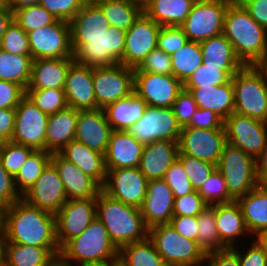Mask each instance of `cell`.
<instances>
[{"label":"cell","mask_w":267,"mask_h":266,"mask_svg":"<svg viewBox=\"0 0 267 266\" xmlns=\"http://www.w3.org/2000/svg\"><path fill=\"white\" fill-rule=\"evenodd\" d=\"M25 95L19 84L0 80V109H15Z\"/></svg>","instance_id":"91938a15"},{"label":"cell","mask_w":267,"mask_h":266,"mask_svg":"<svg viewBox=\"0 0 267 266\" xmlns=\"http://www.w3.org/2000/svg\"><path fill=\"white\" fill-rule=\"evenodd\" d=\"M53 266H64L59 261H57Z\"/></svg>","instance_id":"979ff035"},{"label":"cell","mask_w":267,"mask_h":266,"mask_svg":"<svg viewBox=\"0 0 267 266\" xmlns=\"http://www.w3.org/2000/svg\"><path fill=\"white\" fill-rule=\"evenodd\" d=\"M255 22L267 30V0H238Z\"/></svg>","instance_id":"03108f58"},{"label":"cell","mask_w":267,"mask_h":266,"mask_svg":"<svg viewBox=\"0 0 267 266\" xmlns=\"http://www.w3.org/2000/svg\"><path fill=\"white\" fill-rule=\"evenodd\" d=\"M260 244L265 248L267 255V229L256 238Z\"/></svg>","instance_id":"34e18365"},{"label":"cell","mask_w":267,"mask_h":266,"mask_svg":"<svg viewBox=\"0 0 267 266\" xmlns=\"http://www.w3.org/2000/svg\"><path fill=\"white\" fill-rule=\"evenodd\" d=\"M222 33L245 66L266 59L267 30L253 20L238 0H233L225 12Z\"/></svg>","instance_id":"7a4b0ae2"},{"label":"cell","mask_w":267,"mask_h":266,"mask_svg":"<svg viewBox=\"0 0 267 266\" xmlns=\"http://www.w3.org/2000/svg\"><path fill=\"white\" fill-rule=\"evenodd\" d=\"M4 211L5 207L0 204V230H4Z\"/></svg>","instance_id":"b9fcfbb0"},{"label":"cell","mask_w":267,"mask_h":266,"mask_svg":"<svg viewBox=\"0 0 267 266\" xmlns=\"http://www.w3.org/2000/svg\"><path fill=\"white\" fill-rule=\"evenodd\" d=\"M201 129H225L224 120L215 112L198 108L186 125Z\"/></svg>","instance_id":"6125c7cd"},{"label":"cell","mask_w":267,"mask_h":266,"mask_svg":"<svg viewBox=\"0 0 267 266\" xmlns=\"http://www.w3.org/2000/svg\"><path fill=\"white\" fill-rule=\"evenodd\" d=\"M126 31L110 26L102 34L71 37L74 62L90 68L122 64Z\"/></svg>","instance_id":"5b68a950"},{"label":"cell","mask_w":267,"mask_h":266,"mask_svg":"<svg viewBox=\"0 0 267 266\" xmlns=\"http://www.w3.org/2000/svg\"><path fill=\"white\" fill-rule=\"evenodd\" d=\"M21 198L15 188L14 177L7 172L0 160V204L6 208Z\"/></svg>","instance_id":"94428289"},{"label":"cell","mask_w":267,"mask_h":266,"mask_svg":"<svg viewBox=\"0 0 267 266\" xmlns=\"http://www.w3.org/2000/svg\"><path fill=\"white\" fill-rule=\"evenodd\" d=\"M83 266H111V260L102 263H92V264H85Z\"/></svg>","instance_id":"09005b40"},{"label":"cell","mask_w":267,"mask_h":266,"mask_svg":"<svg viewBox=\"0 0 267 266\" xmlns=\"http://www.w3.org/2000/svg\"><path fill=\"white\" fill-rule=\"evenodd\" d=\"M68 162L75 164L101 188L106 181L104 154L90 149L85 144L71 140L59 153Z\"/></svg>","instance_id":"f1b7e54d"},{"label":"cell","mask_w":267,"mask_h":266,"mask_svg":"<svg viewBox=\"0 0 267 266\" xmlns=\"http://www.w3.org/2000/svg\"><path fill=\"white\" fill-rule=\"evenodd\" d=\"M26 95L40 111L48 115L68 107L63 89H26Z\"/></svg>","instance_id":"f6af8a7d"},{"label":"cell","mask_w":267,"mask_h":266,"mask_svg":"<svg viewBox=\"0 0 267 266\" xmlns=\"http://www.w3.org/2000/svg\"><path fill=\"white\" fill-rule=\"evenodd\" d=\"M96 212L118 249L148 238L149 228L140 208L113 199L101 190L96 197Z\"/></svg>","instance_id":"3957f363"},{"label":"cell","mask_w":267,"mask_h":266,"mask_svg":"<svg viewBox=\"0 0 267 266\" xmlns=\"http://www.w3.org/2000/svg\"><path fill=\"white\" fill-rule=\"evenodd\" d=\"M5 232L0 230V266H3L4 263V246H5Z\"/></svg>","instance_id":"8c879c8a"},{"label":"cell","mask_w":267,"mask_h":266,"mask_svg":"<svg viewBox=\"0 0 267 266\" xmlns=\"http://www.w3.org/2000/svg\"><path fill=\"white\" fill-rule=\"evenodd\" d=\"M240 69H220V66L204 65L193 72L184 87L222 85L229 82Z\"/></svg>","instance_id":"ee69618b"},{"label":"cell","mask_w":267,"mask_h":266,"mask_svg":"<svg viewBox=\"0 0 267 266\" xmlns=\"http://www.w3.org/2000/svg\"><path fill=\"white\" fill-rule=\"evenodd\" d=\"M119 256L128 266H167L148 238L121 247Z\"/></svg>","instance_id":"7bdbcfd3"},{"label":"cell","mask_w":267,"mask_h":266,"mask_svg":"<svg viewBox=\"0 0 267 266\" xmlns=\"http://www.w3.org/2000/svg\"><path fill=\"white\" fill-rule=\"evenodd\" d=\"M39 3L40 0H7L6 5L14 13L16 10L20 8L37 5Z\"/></svg>","instance_id":"2644e50d"},{"label":"cell","mask_w":267,"mask_h":266,"mask_svg":"<svg viewBox=\"0 0 267 266\" xmlns=\"http://www.w3.org/2000/svg\"><path fill=\"white\" fill-rule=\"evenodd\" d=\"M195 0H151L143 13L161 26H180Z\"/></svg>","instance_id":"e575fe53"},{"label":"cell","mask_w":267,"mask_h":266,"mask_svg":"<svg viewBox=\"0 0 267 266\" xmlns=\"http://www.w3.org/2000/svg\"><path fill=\"white\" fill-rule=\"evenodd\" d=\"M234 112L267 123V86L255 66H244L232 77Z\"/></svg>","instance_id":"8992f818"},{"label":"cell","mask_w":267,"mask_h":266,"mask_svg":"<svg viewBox=\"0 0 267 266\" xmlns=\"http://www.w3.org/2000/svg\"><path fill=\"white\" fill-rule=\"evenodd\" d=\"M52 154L44 150H34L27 158L18 173L14 176V184L17 192L22 197L51 162Z\"/></svg>","instance_id":"60d3db41"},{"label":"cell","mask_w":267,"mask_h":266,"mask_svg":"<svg viewBox=\"0 0 267 266\" xmlns=\"http://www.w3.org/2000/svg\"><path fill=\"white\" fill-rule=\"evenodd\" d=\"M208 205L197 190L185 196L175 198L173 206L174 216H198Z\"/></svg>","instance_id":"6f0895ef"},{"label":"cell","mask_w":267,"mask_h":266,"mask_svg":"<svg viewBox=\"0 0 267 266\" xmlns=\"http://www.w3.org/2000/svg\"><path fill=\"white\" fill-rule=\"evenodd\" d=\"M30 55L40 58L73 57L69 22L56 20L53 24L27 33Z\"/></svg>","instance_id":"7c38bea8"},{"label":"cell","mask_w":267,"mask_h":266,"mask_svg":"<svg viewBox=\"0 0 267 266\" xmlns=\"http://www.w3.org/2000/svg\"><path fill=\"white\" fill-rule=\"evenodd\" d=\"M128 132L144 145L157 140L178 142L181 126L177 123L172 107L147 106L142 117Z\"/></svg>","instance_id":"8fae6325"},{"label":"cell","mask_w":267,"mask_h":266,"mask_svg":"<svg viewBox=\"0 0 267 266\" xmlns=\"http://www.w3.org/2000/svg\"><path fill=\"white\" fill-rule=\"evenodd\" d=\"M147 103L134 91L103 110L112 130L128 131L144 114Z\"/></svg>","instance_id":"836d02e7"},{"label":"cell","mask_w":267,"mask_h":266,"mask_svg":"<svg viewBox=\"0 0 267 266\" xmlns=\"http://www.w3.org/2000/svg\"><path fill=\"white\" fill-rule=\"evenodd\" d=\"M88 0H40V5L58 20L69 22Z\"/></svg>","instance_id":"11a10c76"},{"label":"cell","mask_w":267,"mask_h":266,"mask_svg":"<svg viewBox=\"0 0 267 266\" xmlns=\"http://www.w3.org/2000/svg\"><path fill=\"white\" fill-rule=\"evenodd\" d=\"M181 236L196 241L197 216H173L169 223Z\"/></svg>","instance_id":"e7e4bbea"},{"label":"cell","mask_w":267,"mask_h":266,"mask_svg":"<svg viewBox=\"0 0 267 266\" xmlns=\"http://www.w3.org/2000/svg\"><path fill=\"white\" fill-rule=\"evenodd\" d=\"M216 169L222 174L229 195L236 201L257 187L256 159L226 142Z\"/></svg>","instance_id":"ba28073f"},{"label":"cell","mask_w":267,"mask_h":266,"mask_svg":"<svg viewBox=\"0 0 267 266\" xmlns=\"http://www.w3.org/2000/svg\"><path fill=\"white\" fill-rule=\"evenodd\" d=\"M97 109L129 96L134 91V69L121 63L93 68Z\"/></svg>","instance_id":"30bf717a"},{"label":"cell","mask_w":267,"mask_h":266,"mask_svg":"<svg viewBox=\"0 0 267 266\" xmlns=\"http://www.w3.org/2000/svg\"><path fill=\"white\" fill-rule=\"evenodd\" d=\"M256 174L259 185H267V145L256 158Z\"/></svg>","instance_id":"a7ac6f4b"},{"label":"cell","mask_w":267,"mask_h":266,"mask_svg":"<svg viewBox=\"0 0 267 266\" xmlns=\"http://www.w3.org/2000/svg\"><path fill=\"white\" fill-rule=\"evenodd\" d=\"M78 110L67 107L47 119L45 151L60 153V151L75 138Z\"/></svg>","instance_id":"1f68e13d"},{"label":"cell","mask_w":267,"mask_h":266,"mask_svg":"<svg viewBox=\"0 0 267 266\" xmlns=\"http://www.w3.org/2000/svg\"><path fill=\"white\" fill-rule=\"evenodd\" d=\"M0 49L17 55H30L27 33L13 19L1 40Z\"/></svg>","instance_id":"f907efd6"},{"label":"cell","mask_w":267,"mask_h":266,"mask_svg":"<svg viewBox=\"0 0 267 266\" xmlns=\"http://www.w3.org/2000/svg\"><path fill=\"white\" fill-rule=\"evenodd\" d=\"M7 0H0V5L1 4H6Z\"/></svg>","instance_id":"deb4b68c"},{"label":"cell","mask_w":267,"mask_h":266,"mask_svg":"<svg viewBox=\"0 0 267 266\" xmlns=\"http://www.w3.org/2000/svg\"><path fill=\"white\" fill-rule=\"evenodd\" d=\"M68 107L78 111L96 110L93 86V68L73 62L63 87Z\"/></svg>","instance_id":"44dd1931"},{"label":"cell","mask_w":267,"mask_h":266,"mask_svg":"<svg viewBox=\"0 0 267 266\" xmlns=\"http://www.w3.org/2000/svg\"><path fill=\"white\" fill-rule=\"evenodd\" d=\"M200 46L204 65L220 66V69H242L245 66L223 33L200 42Z\"/></svg>","instance_id":"d590c367"},{"label":"cell","mask_w":267,"mask_h":266,"mask_svg":"<svg viewBox=\"0 0 267 266\" xmlns=\"http://www.w3.org/2000/svg\"><path fill=\"white\" fill-rule=\"evenodd\" d=\"M22 199L29 205L56 214L68 200L63 182L50 162Z\"/></svg>","instance_id":"ffe728a7"},{"label":"cell","mask_w":267,"mask_h":266,"mask_svg":"<svg viewBox=\"0 0 267 266\" xmlns=\"http://www.w3.org/2000/svg\"><path fill=\"white\" fill-rule=\"evenodd\" d=\"M215 219L220 241L226 248L238 246L240 238L250 235L236 201L215 205Z\"/></svg>","instance_id":"f546056e"},{"label":"cell","mask_w":267,"mask_h":266,"mask_svg":"<svg viewBox=\"0 0 267 266\" xmlns=\"http://www.w3.org/2000/svg\"><path fill=\"white\" fill-rule=\"evenodd\" d=\"M198 106L193 99L192 94L189 90L183 88L176 100L173 102L172 110L176 117L177 123L182 127L186 126L191 117L197 111Z\"/></svg>","instance_id":"9f6ffc18"},{"label":"cell","mask_w":267,"mask_h":266,"mask_svg":"<svg viewBox=\"0 0 267 266\" xmlns=\"http://www.w3.org/2000/svg\"><path fill=\"white\" fill-rule=\"evenodd\" d=\"M51 163L58 171L67 199L96 198L101 187L75 164L68 162L59 153H52Z\"/></svg>","instance_id":"d4e9b609"},{"label":"cell","mask_w":267,"mask_h":266,"mask_svg":"<svg viewBox=\"0 0 267 266\" xmlns=\"http://www.w3.org/2000/svg\"><path fill=\"white\" fill-rule=\"evenodd\" d=\"M178 142L157 140L145 144L139 169L149 180L163 179L168 168L177 160Z\"/></svg>","instance_id":"484cf974"},{"label":"cell","mask_w":267,"mask_h":266,"mask_svg":"<svg viewBox=\"0 0 267 266\" xmlns=\"http://www.w3.org/2000/svg\"><path fill=\"white\" fill-rule=\"evenodd\" d=\"M184 84L173 75L134 72V92L147 106L172 107Z\"/></svg>","instance_id":"d6986e66"},{"label":"cell","mask_w":267,"mask_h":266,"mask_svg":"<svg viewBox=\"0 0 267 266\" xmlns=\"http://www.w3.org/2000/svg\"><path fill=\"white\" fill-rule=\"evenodd\" d=\"M203 266H240V265H239L238 255L231 248H227L222 251H214L206 253Z\"/></svg>","instance_id":"be15d7a7"},{"label":"cell","mask_w":267,"mask_h":266,"mask_svg":"<svg viewBox=\"0 0 267 266\" xmlns=\"http://www.w3.org/2000/svg\"><path fill=\"white\" fill-rule=\"evenodd\" d=\"M226 141L257 158L267 145V123L233 112L224 120Z\"/></svg>","instance_id":"9a60e30c"},{"label":"cell","mask_w":267,"mask_h":266,"mask_svg":"<svg viewBox=\"0 0 267 266\" xmlns=\"http://www.w3.org/2000/svg\"><path fill=\"white\" fill-rule=\"evenodd\" d=\"M73 57L40 58L32 61L27 89H63Z\"/></svg>","instance_id":"4316f807"},{"label":"cell","mask_w":267,"mask_h":266,"mask_svg":"<svg viewBox=\"0 0 267 266\" xmlns=\"http://www.w3.org/2000/svg\"><path fill=\"white\" fill-rule=\"evenodd\" d=\"M233 0L196 1L180 25L189 41L202 42L222 34L224 16Z\"/></svg>","instance_id":"9c48e42d"},{"label":"cell","mask_w":267,"mask_h":266,"mask_svg":"<svg viewBox=\"0 0 267 266\" xmlns=\"http://www.w3.org/2000/svg\"><path fill=\"white\" fill-rule=\"evenodd\" d=\"M111 266H128L120 256L111 260Z\"/></svg>","instance_id":"11e5206c"},{"label":"cell","mask_w":267,"mask_h":266,"mask_svg":"<svg viewBox=\"0 0 267 266\" xmlns=\"http://www.w3.org/2000/svg\"><path fill=\"white\" fill-rule=\"evenodd\" d=\"M106 171V181L101 190L113 199L140 208L147 193L148 180L139 167Z\"/></svg>","instance_id":"e0dca14e"},{"label":"cell","mask_w":267,"mask_h":266,"mask_svg":"<svg viewBox=\"0 0 267 266\" xmlns=\"http://www.w3.org/2000/svg\"><path fill=\"white\" fill-rule=\"evenodd\" d=\"M97 217L96 198L68 199L55 214L56 241L61 249Z\"/></svg>","instance_id":"2e32d148"},{"label":"cell","mask_w":267,"mask_h":266,"mask_svg":"<svg viewBox=\"0 0 267 266\" xmlns=\"http://www.w3.org/2000/svg\"><path fill=\"white\" fill-rule=\"evenodd\" d=\"M225 129H201L184 126L178 141V154L194 157L217 166L224 144Z\"/></svg>","instance_id":"5bb4252c"},{"label":"cell","mask_w":267,"mask_h":266,"mask_svg":"<svg viewBox=\"0 0 267 266\" xmlns=\"http://www.w3.org/2000/svg\"><path fill=\"white\" fill-rule=\"evenodd\" d=\"M197 192L205 203L210 206L235 201L229 195L226 182L217 169H215Z\"/></svg>","instance_id":"7dc6e473"},{"label":"cell","mask_w":267,"mask_h":266,"mask_svg":"<svg viewBox=\"0 0 267 266\" xmlns=\"http://www.w3.org/2000/svg\"><path fill=\"white\" fill-rule=\"evenodd\" d=\"M263 74L267 86V59H264L255 65Z\"/></svg>","instance_id":"753ad0ef"},{"label":"cell","mask_w":267,"mask_h":266,"mask_svg":"<svg viewBox=\"0 0 267 266\" xmlns=\"http://www.w3.org/2000/svg\"><path fill=\"white\" fill-rule=\"evenodd\" d=\"M243 219L250 237L257 238L267 229V185H258L238 198Z\"/></svg>","instance_id":"d6a6232c"},{"label":"cell","mask_w":267,"mask_h":266,"mask_svg":"<svg viewBox=\"0 0 267 266\" xmlns=\"http://www.w3.org/2000/svg\"><path fill=\"white\" fill-rule=\"evenodd\" d=\"M31 55H17L0 49V80L17 83L25 90L28 87L31 67Z\"/></svg>","instance_id":"f35d334b"},{"label":"cell","mask_w":267,"mask_h":266,"mask_svg":"<svg viewBox=\"0 0 267 266\" xmlns=\"http://www.w3.org/2000/svg\"><path fill=\"white\" fill-rule=\"evenodd\" d=\"M59 254V246L5 242L3 266H53L58 261Z\"/></svg>","instance_id":"83f0119b"},{"label":"cell","mask_w":267,"mask_h":266,"mask_svg":"<svg viewBox=\"0 0 267 266\" xmlns=\"http://www.w3.org/2000/svg\"><path fill=\"white\" fill-rule=\"evenodd\" d=\"M188 38L180 26H161L157 48L168 55L179 50L188 42Z\"/></svg>","instance_id":"f5cc1de1"},{"label":"cell","mask_w":267,"mask_h":266,"mask_svg":"<svg viewBox=\"0 0 267 266\" xmlns=\"http://www.w3.org/2000/svg\"><path fill=\"white\" fill-rule=\"evenodd\" d=\"M15 109H0V146L11 141L15 124Z\"/></svg>","instance_id":"003e7915"},{"label":"cell","mask_w":267,"mask_h":266,"mask_svg":"<svg viewBox=\"0 0 267 266\" xmlns=\"http://www.w3.org/2000/svg\"><path fill=\"white\" fill-rule=\"evenodd\" d=\"M33 151L31 147L8 141L0 146V160L7 172L14 177Z\"/></svg>","instance_id":"c3c4849f"},{"label":"cell","mask_w":267,"mask_h":266,"mask_svg":"<svg viewBox=\"0 0 267 266\" xmlns=\"http://www.w3.org/2000/svg\"><path fill=\"white\" fill-rule=\"evenodd\" d=\"M112 128L103 109L78 111L75 140L105 155Z\"/></svg>","instance_id":"603a6c76"},{"label":"cell","mask_w":267,"mask_h":266,"mask_svg":"<svg viewBox=\"0 0 267 266\" xmlns=\"http://www.w3.org/2000/svg\"><path fill=\"white\" fill-rule=\"evenodd\" d=\"M119 256V249L111 241L105 225L95 218L79 235L61 249L58 261L64 266H83L102 263Z\"/></svg>","instance_id":"277c9868"},{"label":"cell","mask_w":267,"mask_h":266,"mask_svg":"<svg viewBox=\"0 0 267 266\" xmlns=\"http://www.w3.org/2000/svg\"><path fill=\"white\" fill-rule=\"evenodd\" d=\"M131 1L136 5H138L143 10L151 0H131Z\"/></svg>","instance_id":"2a66077c"},{"label":"cell","mask_w":267,"mask_h":266,"mask_svg":"<svg viewBox=\"0 0 267 266\" xmlns=\"http://www.w3.org/2000/svg\"><path fill=\"white\" fill-rule=\"evenodd\" d=\"M198 246L204 253L222 251L227 249L220 241L215 219V205H208L197 216V238Z\"/></svg>","instance_id":"b9f144b4"},{"label":"cell","mask_w":267,"mask_h":266,"mask_svg":"<svg viewBox=\"0 0 267 266\" xmlns=\"http://www.w3.org/2000/svg\"><path fill=\"white\" fill-rule=\"evenodd\" d=\"M148 239L167 266H203L205 253L197 242L181 236L170 224L150 227Z\"/></svg>","instance_id":"52a82bcc"},{"label":"cell","mask_w":267,"mask_h":266,"mask_svg":"<svg viewBox=\"0 0 267 266\" xmlns=\"http://www.w3.org/2000/svg\"><path fill=\"white\" fill-rule=\"evenodd\" d=\"M174 195L163 179L149 180L140 211L148 228L169 224L173 218Z\"/></svg>","instance_id":"7402d4cb"},{"label":"cell","mask_w":267,"mask_h":266,"mask_svg":"<svg viewBox=\"0 0 267 266\" xmlns=\"http://www.w3.org/2000/svg\"><path fill=\"white\" fill-rule=\"evenodd\" d=\"M134 72H150L163 75H172V63L170 55L161 49H153L134 69Z\"/></svg>","instance_id":"db71d44e"},{"label":"cell","mask_w":267,"mask_h":266,"mask_svg":"<svg viewBox=\"0 0 267 266\" xmlns=\"http://www.w3.org/2000/svg\"><path fill=\"white\" fill-rule=\"evenodd\" d=\"M143 148L128 131L113 130L104 155L106 170L139 167Z\"/></svg>","instance_id":"cb8c5ba5"},{"label":"cell","mask_w":267,"mask_h":266,"mask_svg":"<svg viewBox=\"0 0 267 266\" xmlns=\"http://www.w3.org/2000/svg\"><path fill=\"white\" fill-rule=\"evenodd\" d=\"M161 25L147 17L143 12L126 31L122 64L137 68L145 57L157 48Z\"/></svg>","instance_id":"ac0fdd59"},{"label":"cell","mask_w":267,"mask_h":266,"mask_svg":"<svg viewBox=\"0 0 267 266\" xmlns=\"http://www.w3.org/2000/svg\"><path fill=\"white\" fill-rule=\"evenodd\" d=\"M14 20L26 32L53 24L57 18L40 4L20 8L14 12Z\"/></svg>","instance_id":"bcb514c9"},{"label":"cell","mask_w":267,"mask_h":266,"mask_svg":"<svg viewBox=\"0 0 267 266\" xmlns=\"http://www.w3.org/2000/svg\"><path fill=\"white\" fill-rule=\"evenodd\" d=\"M14 19V13L6 4L0 5V43L7 30L8 25Z\"/></svg>","instance_id":"89a4df30"},{"label":"cell","mask_w":267,"mask_h":266,"mask_svg":"<svg viewBox=\"0 0 267 266\" xmlns=\"http://www.w3.org/2000/svg\"><path fill=\"white\" fill-rule=\"evenodd\" d=\"M71 37L102 34L109 29V21L101 8L93 1L88 0L82 9L69 21Z\"/></svg>","instance_id":"8d00e7d4"},{"label":"cell","mask_w":267,"mask_h":266,"mask_svg":"<svg viewBox=\"0 0 267 266\" xmlns=\"http://www.w3.org/2000/svg\"><path fill=\"white\" fill-rule=\"evenodd\" d=\"M102 10L110 26L127 31L141 15L142 9L131 0H93Z\"/></svg>","instance_id":"74e56055"},{"label":"cell","mask_w":267,"mask_h":266,"mask_svg":"<svg viewBox=\"0 0 267 266\" xmlns=\"http://www.w3.org/2000/svg\"><path fill=\"white\" fill-rule=\"evenodd\" d=\"M15 124L11 141L34 150L45 151L48 114L40 111L25 95L15 108Z\"/></svg>","instance_id":"4fadbf2b"},{"label":"cell","mask_w":267,"mask_h":266,"mask_svg":"<svg viewBox=\"0 0 267 266\" xmlns=\"http://www.w3.org/2000/svg\"><path fill=\"white\" fill-rule=\"evenodd\" d=\"M163 180L168 184L174 198L185 196L194 191L189 177L183 169L182 164L176 160L166 171Z\"/></svg>","instance_id":"816d5d0a"},{"label":"cell","mask_w":267,"mask_h":266,"mask_svg":"<svg viewBox=\"0 0 267 266\" xmlns=\"http://www.w3.org/2000/svg\"><path fill=\"white\" fill-rule=\"evenodd\" d=\"M184 88L190 91L198 108L213 111L223 120L234 112L232 79L222 85Z\"/></svg>","instance_id":"4dcf8cb0"},{"label":"cell","mask_w":267,"mask_h":266,"mask_svg":"<svg viewBox=\"0 0 267 266\" xmlns=\"http://www.w3.org/2000/svg\"><path fill=\"white\" fill-rule=\"evenodd\" d=\"M5 242L58 246L55 214L29 205L22 198L4 211Z\"/></svg>","instance_id":"6da1fadb"},{"label":"cell","mask_w":267,"mask_h":266,"mask_svg":"<svg viewBox=\"0 0 267 266\" xmlns=\"http://www.w3.org/2000/svg\"><path fill=\"white\" fill-rule=\"evenodd\" d=\"M172 75L183 84L203 63L200 43L188 41L179 50L170 55Z\"/></svg>","instance_id":"ab89813d"},{"label":"cell","mask_w":267,"mask_h":266,"mask_svg":"<svg viewBox=\"0 0 267 266\" xmlns=\"http://www.w3.org/2000/svg\"><path fill=\"white\" fill-rule=\"evenodd\" d=\"M239 258L240 266H267V255L265 248L254 238L253 243L247 245L245 253L238 246L231 248ZM240 250V251H239Z\"/></svg>","instance_id":"680465c9"},{"label":"cell","mask_w":267,"mask_h":266,"mask_svg":"<svg viewBox=\"0 0 267 266\" xmlns=\"http://www.w3.org/2000/svg\"><path fill=\"white\" fill-rule=\"evenodd\" d=\"M177 160L182 164L194 190H198L216 169V165L210 162L183 154H178Z\"/></svg>","instance_id":"681fc988"}]
</instances>
